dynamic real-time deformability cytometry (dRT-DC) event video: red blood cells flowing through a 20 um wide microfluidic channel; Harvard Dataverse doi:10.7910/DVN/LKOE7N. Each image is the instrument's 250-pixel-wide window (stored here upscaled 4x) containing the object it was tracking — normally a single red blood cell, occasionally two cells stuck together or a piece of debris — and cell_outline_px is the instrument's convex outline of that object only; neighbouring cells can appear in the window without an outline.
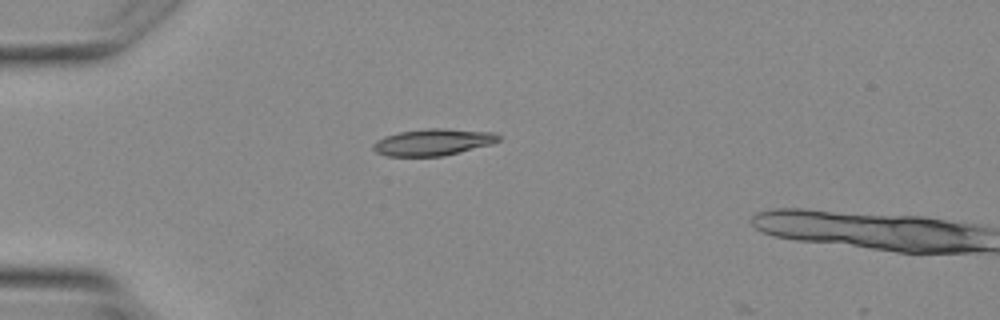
{"species": "Egyptian fruit bat (a non-hibernating species)", "species_latin": "Rousettus aegyptiacus", "temperature_condition": "warm", "stored_images_in_passage": 3, "camera_frame_rate_fps": 3000, "um_per_image_px": 0.085, "animal": {"sex": "female"}, "frame": {"image": 1, "passage_image": 2, "time_ms": 2.0, "image_size_px": [1000, 320], "cell_outline_px": [[500, 140], [492, 144], [444, 156], [388, 156], [376, 152], [372, 148], [372, 144], [376, 140], [384, 136], [400, 132], [428, 128], [440, 128], [496, 132], [500, 136]], "centroid_in_image_um": [36.82, 12.08], "position_along_channel_um": 48.2, "area_um2": 19.59}}